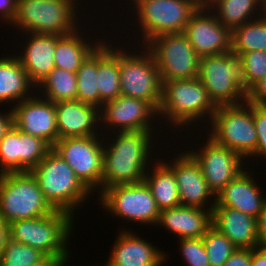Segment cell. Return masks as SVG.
<instances>
[{
  "mask_svg": "<svg viewBox=\"0 0 266 266\" xmlns=\"http://www.w3.org/2000/svg\"><path fill=\"white\" fill-rule=\"evenodd\" d=\"M150 131H119L107 148L103 147L102 189L117 184L144 181L150 160ZM151 139V140H150Z\"/></svg>",
  "mask_w": 266,
  "mask_h": 266,
  "instance_id": "1",
  "label": "cell"
},
{
  "mask_svg": "<svg viewBox=\"0 0 266 266\" xmlns=\"http://www.w3.org/2000/svg\"><path fill=\"white\" fill-rule=\"evenodd\" d=\"M45 200L54 210L73 216V210L91 194L65 160L51 148L31 170Z\"/></svg>",
  "mask_w": 266,
  "mask_h": 266,
  "instance_id": "2",
  "label": "cell"
},
{
  "mask_svg": "<svg viewBox=\"0 0 266 266\" xmlns=\"http://www.w3.org/2000/svg\"><path fill=\"white\" fill-rule=\"evenodd\" d=\"M72 221L70 213L59 210L44 217L12 221L10 239L40 250L48 258L69 257L65 245L71 234Z\"/></svg>",
  "mask_w": 266,
  "mask_h": 266,
  "instance_id": "3",
  "label": "cell"
},
{
  "mask_svg": "<svg viewBox=\"0 0 266 266\" xmlns=\"http://www.w3.org/2000/svg\"><path fill=\"white\" fill-rule=\"evenodd\" d=\"M54 211L31 171L0 173V215L7 223L44 217Z\"/></svg>",
  "mask_w": 266,
  "mask_h": 266,
  "instance_id": "4",
  "label": "cell"
},
{
  "mask_svg": "<svg viewBox=\"0 0 266 266\" xmlns=\"http://www.w3.org/2000/svg\"><path fill=\"white\" fill-rule=\"evenodd\" d=\"M161 81L162 97L158 115H164L178 127L187 126L207 114L212 119L217 106L198 78Z\"/></svg>",
  "mask_w": 266,
  "mask_h": 266,
  "instance_id": "5",
  "label": "cell"
},
{
  "mask_svg": "<svg viewBox=\"0 0 266 266\" xmlns=\"http://www.w3.org/2000/svg\"><path fill=\"white\" fill-rule=\"evenodd\" d=\"M197 78L216 106L237 105L242 100L246 101L240 58L231 51L200 57Z\"/></svg>",
  "mask_w": 266,
  "mask_h": 266,
  "instance_id": "6",
  "label": "cell"
},
{
  "mask_svg": "<svg viewBox=\"0 0 266 266\" xmlns=\"http://www.w3.org/2000/svg\"><path fill=\"white\" fill-rule=\"evenodd\" d=\"M74 3L73 0H18L12 23L29 34L67 35L78 29Z\"/></svg>",
  "mask_w": 266,
  "mask_h": 266,
  "instance_id": "7",
  "label": "cell"
},
{
  "mask_svg": "<svg viewBox=\"0 0 266 266\" xmlns=\"http://www.w3.org/2000/svg\"><path fill=\"white\" fill-rule=\"evenodd\" d=\"M211 122L213 130L209 136L216 143L232 149L242 159L255 153L258 135L253 120V103L245 101L217 106Z\"/></svg>",
  "mask_w": 266,
  "mask_h": 266,
  "instance_id": "8",
  "label": "cell"
},
{
  "mask_svg": "<svg viewBox=\"0 0 266 266\" xmlns=\"http://www.w3.org/2000/svg\"><path fill=\"white\" fill-rule=\"evenodd\" d=\"M146 44L145 49L153 56L161 80L198 77L200 57L183 32L155 36Z\"/></svg>",
  "mask_w": 266,
  "mask_h": 266,
  "instance_id": "9",
  "label": "cell"
},
{
  "mask_svg": "<svg viewBox=\"0 0 266 266\" xmlns=\"http://www.w3.org/2000/svg\"><path fill=\"white\" fill-rule=\"evenodd\" d=\"M134 55L119 50L121 95L149 102L157 111L162 97V81L156 62L147 50Z\"/></svg>",
  "mask_w": 266,
  "mask_h": 266,
  "instance_id": "10",
  "label": "cell"
},
{
  "mask_svg": "<svg viewBox=\"0 0 266 266\" xmlns=\"http://www.w3.org/2000/svg\"><path fill=\"white\" fill-rule=\"evenodd\" d=\"M102 192V193H101ZM100 192L102 206L126 221L156 224L160 210L145 181L117 184Z\"/></svg>",
  "mask_w": 266,
  "mask_h": 266,
  "instance_id": "11",
  "label": "cell"
},
{
  "mask_svg": "<svg viewBox=\"0 0 266 266\" xmlns=\"http://www.w3.org/2000/svg\"><path fill=\"white\" fill-rule=\"evenodd\" d=\"M194 0H151L135 9L143 31V43L155 36L184 31L190 16L197 10Z\"/></svg>",
  "mask_w": 266,
  "mask_h": 266,
  "instance_id": "12",
  "label": "cell"
},
{
  "mask_svg": "<svg viewBox=\"0 0 266 266\" xmlns=\"http://www.w3.org/2000/svg\"><path fill=\"white\" fill-rule=\"evenodd\" d=\"M97 137L58 139L52 147L90 191L102 188L103 143Z\"/></svg>",
  "mask_w": 266,
  "mask_h": 266,
  "instance_id": "13",
  "label": "cell"
},
{
  "mask_svg": "<svg viewBox=\"0 0 266 266\" xmlns=\"http://www.w3.org/2000/svg\"><path fill=\"white\" fill-rule=\"evenodd\" d=\"M50 149L41 138L22 133L12 125L0 141V172L31 171Z\"/></svg>",
  "mask_w": 266,
  "mask_h": 266,
  "instance_id": "14",
  "label": "cell"
},
{
  "mask_svg": "<svg viewBox=\"0 0 266 266\" xmlns=\"http://www.w3.org/2000/svg\"><path fill=\"white\" fill-rule=\"evenodd\" d=\"M199 152L189 153L200 165L208 187L216 196L242 171V158L232 149L219 145L210 137Z\"/></svg>",
  "mask_w": 266,
  "mask_h": 266,
  "instance_id": "15",
  "label": "cell"
},
{
  "mask_svg": "<svg viewBox=\"0 0 266 266\" xmlns=\"http://www.w3.org/2000/svg\"><path fill=\"white\" fill-rule=\"evenodd\" d=\"M207 10V11H206ZM210 9L197 8L183 33L199 57L231 51V31L212 15Z\"/></svg>",
  "mask_w": 266,
  "mask_h": 266,
  "instance_id": "16",
  "label": "cell"
},
{
  "mask_svg": "<svg viewBox=\"0 0 266 266\" xmlns=\"http://www.w3.org/2000/svg\"><path fill=\"white\" fill-rule=\"evenodd\" d=\"M16 103L12 108L13 125L22 133L41 138L52 148L59 139L55 103L33 95Z\"/></svg>",
  "mask_w": 266,
  "mask_h": 266,
  "instance_id": "17",
  "label": "cell"
},
{
  "mask_svg": "<svg viewBox=\"0 0 266 266\" xmlns=\"http://www.w3.org/2000/svg\"><path fill=\"white\" fill-rule=\"evenodd\" d=\"M155 113L158 115V111L149 102L121 95L103 103L100 108V120L108 126L118 127V131L152 132L149 121Z\"/></svg>",
  "mask_w": 266,
  "mask_h": 266,
  "instance_id": "18",
  "label": "cell"
},
{
  "mask_svg": "<svg viewBox=\"0 0 266 266\" xmlns=\"http://www.w3.org/2000/svg\"><path fill=\"white\" fill-rule=\"evenodd\" d=\"M165 164L174 172L181 205L205 209V202L212 196L215 202L216 196L208 187L200 165L189 152Z\"/></svg>",
  "mask_w": 266,
  "mask_h": 266,
  "instance_id": "19",
  "label": "cell"
},
{
  "mask_svg": "<svg viewBox=\"0 0 266 266\" xmlns=\"http://www.w3.org/2000/svg\"><path fill=\"white\" fill-rule=\"evenodd\" d=\"M59 139L96 136L100 109L79 100L55 103ZM98 121V122H97Z\"/></svg>",
  "mask_w": 266,
  "mask_h": 266,
  "instance_id": "20",
  "label": "cell"
},
{
  "mask_svg": "<svg viewBox=\"0 0 266 266\" xmlns=\"http://www.w3.org/2000/svg\"><path fill=\"white\" fill-rule=\"evenodd\" d=\"M212 226L237 248L259 247L257 219L227 206H213Z\"/></svg>",
  "mask_w": 266,
  "mask_h": 266,
  "instance_id": "21",
  "label": "cell"
},
{
  "mask_svg": "<svg viewBox=\"0 0 266 266\" xmlns=\"http://www.w3.org/2000/svg\"><path fill=\"white\" fill-rule=\"evenodd\" d=\"M213 204V205H212ZM214 203L207 211L202 208L177 206L170 209L161 210L159 213L158 224L177 234L182 238H201L212 226V211Z\"/></svg>",
  "mask_w": 266,
  "mask_h": 266,
  "instance_id": "22",
  "label": "cell"
},
{
  "mask_svg": "<svg viewBox=\"0 0 266 266\" xmlns=\"http://www.w3.org/2000/svg\"><path fill=\"white\" fill-rule=\"evenodd\" d=\"M241 171L216 195L214 206H227L258 218L266 201L250 175Z\"/></svg>",
  "mask_w": 266,
  "mask_h": 266,
  "instance_id": "23",
  "label": "cell"
},
{
  "mask_svg": "<svg viewBox=\"0 0 266 266\" xmlns=\"http://www.w3.org/2000/svg\"><path fill=\"white\" fill-rule=\"evenodd\" d=\"M106 266H160L165 255L131 232L123 231L117 237Z\"/></svg>",
  "mask_w": 266,
  "mask_h": 266,
  "instance_id": "24",
  "label": "cell"
},
{
  "mask_svg": "<svg viewBox=\"0 0 266 266\" xmlns=\"http://www.w3.org/2000/svg\"><path fill=\"white\" fill-rule=\"evenodd\" d=\"M23 55L17 56L30 80L37 85L55 68L56 35L32 33Z\"/></svg>",
  "mask_w": 266,
  "mask_h": 266,
  "instance_id": "25",
  "label": "cell"
},
{
  "mask_svg": "<svg viewBox=\"0 0 266 266\" xmlns=\"http://www.w3.org/2000/svg\"><path fill=\"white\" fill-rule=\"evenodd\" d=\"M96 77L100 109L103 103L121 96L119 50L108 46L104 42L98 46V72Z\"/></svg>",
  "mask_w": 266,
  "mask_h": 266,
  "instance_id": "26",
  "label": "cell"
},
{
  "mask_svg": "<svg viewBox=\"0 0 266 266\" xmlns=\"http://www.w3.org/2000/svg\"><path fill=\"white\" fill-rule=\"evenodd\" d=\"M33 84L17 56L0 58V103L29 98L30 85L36 87Z\"/></svg>",
  "mask_w": 266,
  "mask_h": 266,
  "instance_id": "27",
  "label": "cell"
},
{
  "mask_svg": "<svg viewBox=\"0 0 266 266\" xmlns=\"http://www.w3.org/2000/svg\"><path fill=\"white\" fill-rule=\"evenodd\" d=\"M77 30L63 36L56 35V49L54 53L56 68L76 73L85 59L102 43V41L97 42L96 45L94 43L91 46L89 40L88 42L85 41L77 33Z\"/></svg>",
  "mask_w": 266,
  "mask_h": 266,
  "instance_id": "28",
  "label": "cell"
},
{
  "mask_svg": "<svg viewBox=\"0 0 266 266\" xmlns=\"http://www.w3.org/2000/svg\"><path fill=\"white\" fill-rule=\"evenodd\" d=\"M154 168L153 175L146 173L144 181L149 186L159 210L180 206L181 201L174 172L161 161Z\"/></svg>",
  "mask_w": 266,
  "mask_h": 266,
  "instance_id": "29",
  "label": "cell"
},
{
  "mask_svg": "<svg viewBox=\"0 0 266 266\" xmlns=\"http://www.w3.org/2000/svg\"><path fill=\"white\" fill-rule=\"evenodd\" d=\"M266 51V17L251 20L231 31V52L241 56L250 51Z\"/></svg>",
  "mask_w": 266,
  "mask_h": 266,
  "instance_id": "30",
  "label": "cell"
},
{
  "mask_svg": "<svg viewBox=\"0 0 266 266\" xmlns=\"http://www.w3.org/2000/svg\"><path fill=\"white\" fill-rule=\"evenodd\" d=\"M259 5H261L260 9L263 8V0H218L209 8L210 11H214L216 8L217 14L214 13L216 18L223 26L232 31L234 28L254 20L252 15Z\"/></svg>",
  "mask_w": 266,
  "mask_h": 266,
  "instance_id": "31",
  "label": "cell"
},
{
  "mask_svg": "<svg viewBox=\"0 0 266 266\" xmlns=\"http://www.w3.org/2000/svg\"><path fill=\"white\" fill-rule=\"evenodd\" d=\"M38 86L45 88V98L54 103L76 100L77 76L76 73L54 68Z\"/></svg>",
  "mask_w": 266,
  "mask_h": 266,
  "instance_id": "32",
  "label": "cell"
},
{
  "mask_svg": "<svg viewBox=\"0 0 266 266\" xmlns=\"http://www.w3.org/2000/svg\"><path fill=\"white\" fill-rule=\"evenodd\" d=\"M98 47L85 59L76 72V100L99 108V91L97 83Z\"/></svg>",
  "mask_w": 266,
  "mask_h": 266,
  "instance_id": "33",
  "label": "cell"
},
{
  "mask_svg": "<svg viewBox=\"0 0 266 266\" xmlns=\"http://www.w3.org/2000/svg\"><path fill=\"white\" fill-rule=\"evenodd\" d=\"M47 258L40 250L9 239L0 256V266H37Z\"/></svg>",
  "mask_w": 266,
  "mask_h": 266,
  "instance_id": "34",
  "label": "cell"
},
{
  "mask_svg": "<svg viewBox=\"0 0 266 266\" xmlns=\"http://www.w3.org/2000/svg\"><path fill=\"white\" fill-rule=\"evenodd\" d=\"M211 266H223L237 247L215 227L211 226L202 237Z\"/></svg>",
  "mask_w": 266,
  "mask_h": 266,
  "instance_id": "35",
  "label": "cell"
},
{
  "mask_svg": "<svg viewBox=\"0 0 266 266\" xmlns=\"http://www.w3.org/2000/svg\"><path fill=\"white\" fill-rule=\"evenodd\" d=\"M239 58L247 94L258 81L266 77V51H250L243 53Z\"/></svg>",
  "mask_w": 266,
  "mask_h": 266,
  "instance_id": "36",
  "label": "cell"
},
{
  "mask_svg": "<svg viewBox=\"0 0 266 266\" xmlns=\"http://www.w3.org/2000/svg\"><path fill=\"white\" fill-rule=\"evenodd\" d=\"M182 254L188 266H211L202 237L180 239Z\"/></svg>",
  "mask_w": 266,
  "mask_h": 266,
  "instance_id": "37",
  "label": "cell"
},
{
  "mask_svg": "<svg viewBox=\"0 0 266 266\" xmlns=\"http://www.w3.org/2000/svg\"><path fill=\"white\" fill-rule=\"evenodd\" d=\"M253 120L258 135L256 151L252 156L266 157V105L253 103Z\"/></svg>",
  "mask_w": 266,
  "mask_h": 266,
  "instance_id": "38",
  "label": "cell"
},
{
  "mask_svg": "<svg viewBox=\"0 0 266 266\" xmlns=\"http://www.w3.org/2000/svg\"><path fill=\"white\" fill-rule=\"evenodd\" d=\"M246 101L266 105V77L258 81L246 94Z\"/></svg>",
  "mask_w": 266,
  "mask_h": 266,
  "instance_id": "39",
  "label": "cell"
},
{
  "mask_svg": "<svg viewBox=\"0 0 266 266\" xmlns=\"http://www.w3.org/2000/svg\"><path fill=\"white\" fill-rule=\"evenodd\" d=\"M251 251L252 249L237 248L223 266H251Z\"/></svg>",
  "mask_w": 266,
  "mask_h": 266,
  "instance_id": "40",
  "label": "cell"
},
{
  "mask_svg": "<svg viewBox=\"0 0 266 266\" xmlns=\"http://www.w3.org/2000/svg\"><path fill=\"white\" fill-rule=\"evenodd\" d=\"M18 0H0V17L5 22L12 23L17 13Z\"/></svg>",
  "mask_w": 266,
  "mask_h": 266,
  "instance_id": "41",
  "label": "cell"
},
{
  "mask_svg": "<svg viewBox=\"0 0 266 266\" xmlns=\"http://www.w3.org/2000/svg\"><path fill=\"white\" fill-rule=\"evenodd\" d=\"M259 247H266V201L257 218Z\"/></svg>",
  "mask_w": 266,
  "mask_h": 266,
  "instance_id": "42",
  "label": "cell"
},
{
  "mask_svg": "<svg viewBox=\"0 0 266 266\" xmlns=\"http://www.w3.org/2000/svg\"><path fill=\"white\" fill-rule=\"evenodd\" d=\"M251 266H266V247L252 249Z\"/></svg>",
  "mask_w": 266,
  "mask_h": 266,
  "instance_id": "43",
  "label": "cell"
},
{
  "mask_svg": "<svg viewBox=\"0 0 266 266\" xmlns=\"http://www.w3.org/2000/svg\"><path fill=\"white\" fill-rule=\"evenodd\" d=\"M3 116H2V115ZM0 114V141L2 140L5 133L9 130V128L13 125V112L10 109L9 113Z\"/></svg>",
  "mask_w": 266,
  "mask_h": 266,
  "instance_id": "44",
  "label": "cell"
},
{
  "mask_svg": "<svg viewBox=\"0 0 266 266\" xmlns=\"http://www.w3.org/2000/svg\"><path fill=\"white\" fill-rule=\"evenodd\" d=\"M70 257H62V258H47L44 262L37 266H65L66 261Z\"/></svg>",
  "mask_w": 266,
  "mask_h": 266,
  "instance_id": "45",
  "label": "cell"
},
{
  "mask_svg": "<svg viewBox=\"0 0 266 266\" xmlns=\"http://www.w3.org/2000/svg\"><path fill=\"white\" fill-rule=\"evenodd\" d=\"M10 233H0V256L4 251L7 241L10 239Z\"/></svg>",
  "mask_w": 266,
  "mask_h": 266,
  "instance_id": "46",
  "label": "cell"
},
{
  "mask_svg": "<svg viewBox=\"0 0 266 266\" xmlns=\"http://www.w3.org/2000/svg\"><path fill=\"white\" fill-rule=\"evenodd\" d=\"M0 233H9V223L0 215Z\"/></svg>",
  "mask_w": 266,
  "mask_h": 266,
  "instance_id": "47",
  "label": "cell"
},
{
  "mask_svg": "<svg viewBox=\"0 0 266 266\" xmlns=\"http://www.w3.org/2000/svg\"><path fill=\"white\" fill-rule=\"evenodd\" d=\"M218 0H200V8L209 9V7Z\"/></svg>",
  "mask_w": 266,
  "mask_h": 266,
  "instance_id": "48",
  "label": "cell"
},
{
  "mask_svg": "<svg viewBox=\"0 0 266 266\" xmlns=\"http://www.w3.org/2000/svg\"><path fill=\"white\" fill-rule=\"evenodd\" d=\"M148 1H151V0H134V4L136 5L135 8L141 4V3H145V2H148Z\"/></svg>",
  "mask_w": 266,
  "mask_h": 266,
  "instance_id": "49",
  "label": "cell"
},
{
  "mask_svg": "<svg viewBox=\"0 0 266 266\" xmlns=\"http://www.w3.org/2000/svg\"><path fill=\"white\" fill-rule=\"evenodd\" d=\"M263 9H261V11L263 10L265 13L264 14H262V15H264L265 17H266V0H263Z\"/></svg>",
  "mask_w": 266,
  "mask_h": 266,
  "instance_id": "50",
  "label": "cell"
},
{
  "mask_svg": "<svg viewBox=\"0 0 266 266\" xmlns=\"http://www.w3.org/2000/svg\"><path fill=\"white\" fill-rule=\"evenodd\" d=\"M194 1L197 3L198 8H200V0H194Z\"/></svg>",
  "mask_w": 266,
  "mask_h": 266,
  "instance_id": "51",
  "label": "cell"
}]
</instances>
